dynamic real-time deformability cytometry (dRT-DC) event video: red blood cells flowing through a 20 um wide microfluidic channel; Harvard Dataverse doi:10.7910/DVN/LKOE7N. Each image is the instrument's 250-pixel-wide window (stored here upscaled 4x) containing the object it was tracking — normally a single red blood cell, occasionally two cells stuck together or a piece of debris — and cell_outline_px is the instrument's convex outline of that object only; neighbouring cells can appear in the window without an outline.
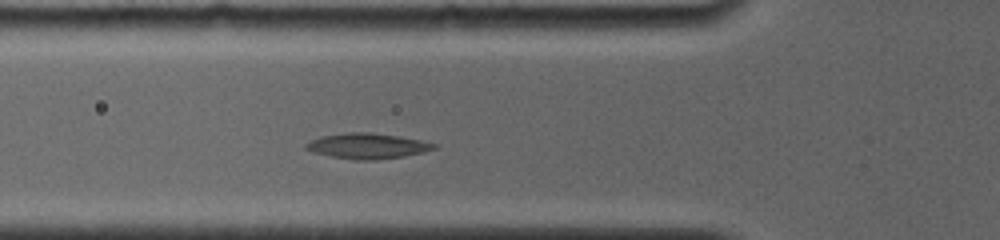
{"species": "common noctule bat (a hibernating species)", "species_latin": "Nyctalus noctula", "temperature_condition": "room temperature", "stored_images_in_passage": 5, "camera_frame_rate_fps": 4000, "um_per_image_px": 0.085, "animal": {"sex": "female", "body_mass_g": 19.0, "forearm_length_mm": 56.7}, "frame": {"image": 1, "passage_image": 5, "time_ms": 3.0, "image_size_px": [1000, 240], "cell_outline_px": [[440, 144], [436, 148], [424, 152], [404, 156], [376, 160], [356, 160], [332, 156], [312, 152], [304, 148], [304, 144], [320, 136], [348, 132], [368, 132], [396, 136], [420, 140]], "centroid_in_image_um": [31.23, 12.41], "position_along_channel_um": 94.6, "area_um2": 18.96}}